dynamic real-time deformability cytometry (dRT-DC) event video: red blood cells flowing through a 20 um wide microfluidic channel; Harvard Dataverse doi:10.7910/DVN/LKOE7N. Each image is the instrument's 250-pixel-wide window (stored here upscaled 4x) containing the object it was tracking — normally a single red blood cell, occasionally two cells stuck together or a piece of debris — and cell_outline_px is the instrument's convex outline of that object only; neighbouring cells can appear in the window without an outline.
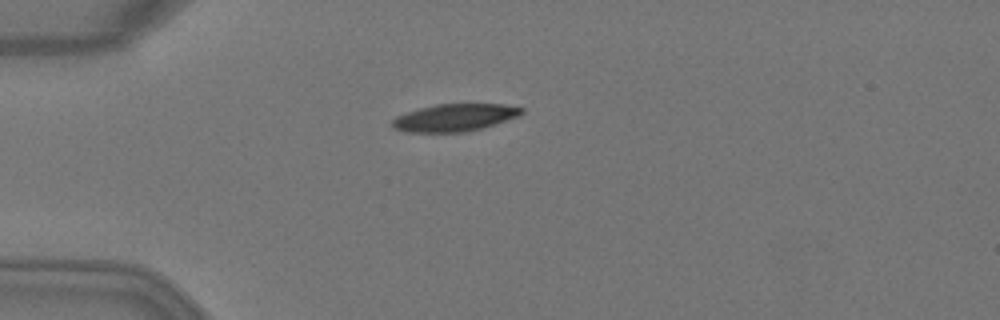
{"species": "Egyptian fruit bat (a non-hibernating species)", "species_latin": "Rousettus aegyptiacus", "temperature_condition": "warm", "stored_images_in_passage": 4, "camera_frame_rate_fps": 3000, "um_per_image_px": 0.085, "animal": {"sex": "female"}, "frame": {"image": 1, "passage_image": 4, "time_ms": 1.0, "image_size_px": [1000, 320], "cell_outline_px": [[524, 112], [520, 116], [496, 124], [464, 132], [404, 132], [392, 128], [392, 120], [396, 116], [420, 108], [436, 104], [504, 104], [524, 108]], "centroid_in_image_um": [38.66, 9.99], "position_along_channel_um": 46.3, "area_um2": 20.69}}